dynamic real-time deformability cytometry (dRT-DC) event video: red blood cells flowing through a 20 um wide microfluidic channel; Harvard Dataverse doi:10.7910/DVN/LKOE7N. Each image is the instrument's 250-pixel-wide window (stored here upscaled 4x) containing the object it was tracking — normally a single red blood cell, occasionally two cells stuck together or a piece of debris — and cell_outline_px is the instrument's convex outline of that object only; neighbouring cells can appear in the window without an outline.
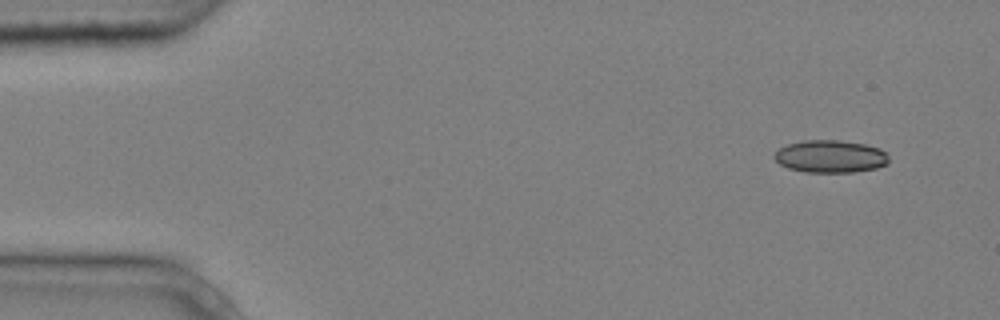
{"species": "common noctule bat (a hibernating species)", "species_latin": "Nyctalus noctula", "temperature_condition": "cold", "stored_images_in_passage": 5, "segment_of_instrument_passage": [1, 2], "camera_frame_rate_fps": 3000, "um_per_image_px": 0.085, "animal": {"sex": "male", "body_mass_g": 20.4}, "frame": {"image": 1, "passage_image": 1, "time_ms": 0.0, "image_size_px": [1000, 320], "cell_outline_px": [[888, 164], [876, 168], [852, 172], [804, 172], [788, 168], [780, 164], [772, 156], [780, 148], [788, 144], [804, 140], [840, 140], [864, 144], [880, 148], [888, 156]], "centroid_in_image_um": [70.58, 13.3], "position_along_channel_um": 14.4, "area_um2": 21.68}}